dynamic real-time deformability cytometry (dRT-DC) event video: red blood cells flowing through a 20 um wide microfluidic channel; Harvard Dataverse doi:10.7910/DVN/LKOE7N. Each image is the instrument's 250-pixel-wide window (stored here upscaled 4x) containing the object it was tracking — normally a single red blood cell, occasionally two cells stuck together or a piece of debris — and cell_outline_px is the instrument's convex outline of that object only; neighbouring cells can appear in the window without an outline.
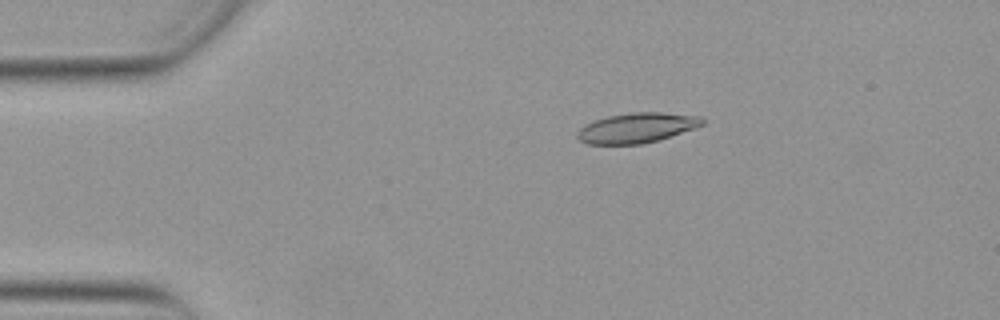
{"species": "Egyptian fruit bat (a non-hibernating species)", "species_latin": "Rousettus aegyptiacus", "temperature_condition": "warm", "stored_images_in_passage": 53, "camera_frame_rate_fps": 3000, "um_per_image_px": 0.085, "animal": {"sex": "female"}, "frame": {"image": 1, "passage_image": 10, "time_ms": 3.0, "image_size_px": [1000, 320], "cell_outline_px": [[704, 124], [660, 140], [640, 144], [588, 144], [580, 140], [576, 136], [576, 132], [580, 128], [596, 120], [608, 116], [632, 112], [660, 112], [700, 116], [704, 120]], "centroid_in_image_um": [54.13, 10.87], "position_along_channel_um": 30.9, "area_um2": 21.68}}
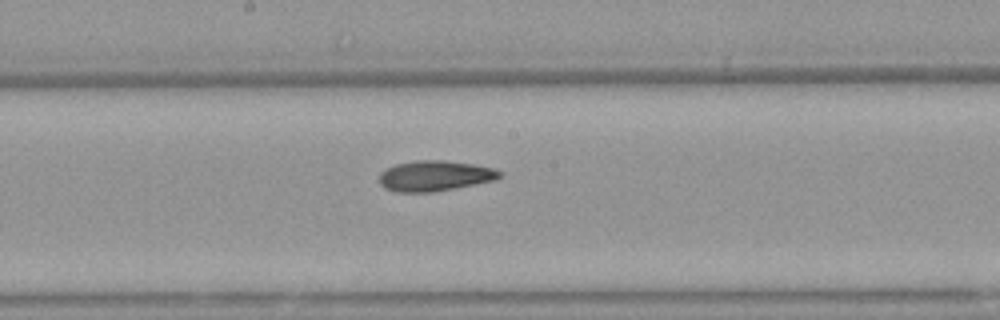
{"frame": {"image": 2, "passage_image": 28, "time_ms": 9.0, "image_size_px": [1000, 320], "cell_outline_px": [[504, 172], [500, 176], [492, 180], [432, 192], [396, 192], [384, 188], [380, 184], [380, 172], [396, 164], [416, 160], [444, 160], [472, 164], [492, 168]], "centroid_in_image_um": [36.91, 14.94], "position_along_channel_um": 211.3, "area_um2": 21.04}}
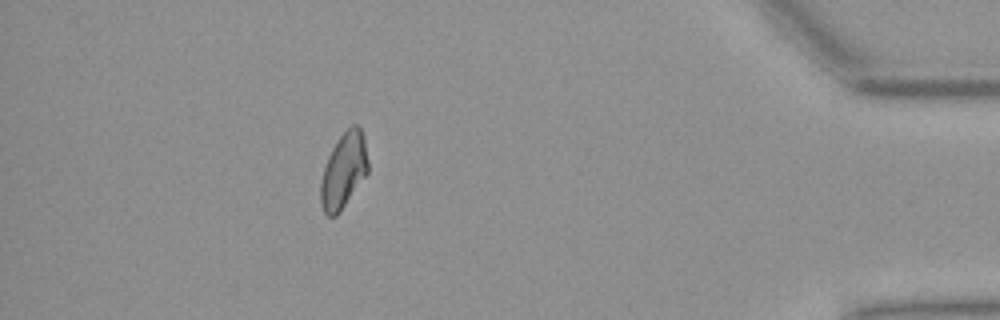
{"frame": {"image": 3, "passage_image": 47, "time_ms": 15.333, "image_size_px": [1000, 320], "cell_outline_px": [[368, 172], [340, 212], [336, 216], [328, 216], [324, 212], [320, 204], [320, 184], [324, 168], [328, 156], [336, 140], [352, 124], [356, 124], [360, 128], [364, 136], [368, 160]], "centroid_in_image_um": [29.2, 14.5], "position_along_channel_um": 406.0, "area_um2": 20.81}, "authors_computed_cell_mechanics": {"area_um2": 21.0392, "velocity_mm_per_s": 3.8736, "shape_relaxation_time_tau1_ms": 9.0305, "shape_relaxation_time_tau2_ms": 4.1175, "deformation_change_tau1": 0.219, "deformation_change_tau2": 0.1124}}